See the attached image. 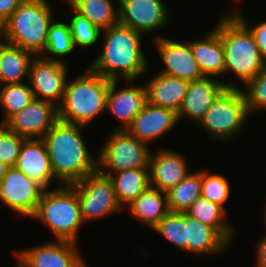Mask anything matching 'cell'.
Returning a JSON list of instances; mask_svg holds the SVG:
<instances>
[{
  "label": "cell",
  "instance_id": "38",
  "mask_svg": "<svg viewBox=\"0 0 266 267\" xmlns=\"http://www.w3.org/2000/svg\"><path fill=\"white\" fill-rule=\"evenodd\" d=\"M23 0H0V27L10 18Z\"/></svg>",
  "mask_w": 266,
  "mask_h": 267
},
{
  "label": "cell",
  "instance_id": "12",
  "mask_svg": "<svg viewBox=\"0 0 266 267\" xmlns=\"http://www.w3.org/2000/svg\"><path fill=\"white\" fill-rule=\"evenodd\" d=\"M66 63L35 56L30 65L28 82L36 99L59 107L63 101L68 77Z\"/></svg>",
  "mask_w": 266,
  "mask_h": 267
},
{
  "label": "cell",
  "instance_id": "23",
  "mask_svg": "<svg viewBox=\"0 0 266 267\" xmlns=\"http://www.w3.org/2000/svg\"><path fill=\"white\" fill-rule=\"evenodd\" d=\"M186 241L188 253L203 259L209 255H220L231 246L214 228L186 214Z\"/></svg>",
  "mask_w": 266,
  "mask_h": 267
},
{
  "label": "cell",
  "instance_id": "19",
  "mask_svg": "<svg viewBox=\"0 0 266 267\" xmlns=\"http://www.w3.org/2000/svg\"><path fill=\"white\" fill-rule=\"evenodd\" d=\"M14 167L36 181L44 189H50L54 183L56 187L62 185L55 178L48 151L42 139H25Z\"/></svg>",
  "mask_w": 266,
  "mask_h": 267
},
{
  "label": "cell",
  "instance_id": "13",
  "mask_svg": "<svg viewBox=\"0 0 266 267\" xmlns=\"http://www.w3.org/2000/svg\"><path fill=\"white\" fill-rule=\"evenodd\" d=\"M169 12L164 0H119V23L144 36L168 26Z\"/></svg>",
  "mask_w": 266,
  "mask_h": 267
},
{
  "label": "cell",
  "instance_id": "37",
  "mask_svg": "<svg viewBox=\"0 0 266 267\" xmlns=\"http://www.w3.org/2000/svg\"><path fill=\"white\" fill-rule=\"evenodd\" d=\"M234 12H232L252 33L255 42L258 46V49L264 59V61L266 62V20L263 22H259L258 24L256 23V25L254 24L249 25L247 19H245L244 15L237 10V12L235 10H233ZM252 26V27H251Z\"/></svg>",
  "mask_w": 266,
  "mask_h": 267
},
{
  "label": "cell",
  "instance_id": "35",
  "mask_svg": "<svg viewBox=\"0 0 266 267\" xmlns=\"http://www.w3.org/2000/svg\"><path fill=\"white\" fill-rule=\"evenodd\" d=\"M246 98L249 115L266 110V66L245 87L241 88Z\"/></svg>",
  "mask_w": 266,
  "mask_h": 267
},
{
  "label": "cell",
  "instance_id": "36",
  "mask_svg": "<svg viewBox=\"0 0 266 267\" xmlns=\"http://www.w3.org/2000/svg\"><path fill=\"white\" fill-rule=\"evenodd\" d=\"M25 138L0 125V161L14 167Z\"/></svg>",
  "mask_w": 266,
  "mask_h": 267
},
{
  "label": "cell",
  "instance_id": "14",
  "mask_svg": "<svg viewBox=\"0 0 266 267\" xmlns=\"http://www.w3.org/2000/svg\"><path fill=\"white\" fill-rule=\"evenodd\" d=\"M152 40L163 67L159 73L180 79L197 81L204 78L197 61L195 60L188 41L155 35Z\"/></svg>",
  "mask_w": 266,
  "mask_h": 267
},
{
  "label": "cell",
  "instance_id": "5",
  "mask_svg": "<svg viewBox=\"0 0 266 267\" xmlns=\"http://www.w3.org/2000/svg\"><path fill=\"white\" fill-rule=\"evenodd\" d=\"M52 10L48 0H23L0 27L3 41L41 56L49 27L56 18Z\"/></svg>",
  "mask_w": 266,
  "mask_h": 267
},
{
  "label": "cell",
  "instance_id": "40",
  "mask_svg": "<svg viewBox=\"0 0 266 267\" xmlns=\"http://www.w3.org/2000/svg\"><path fill=\"white\" fill-rule=\"evenodd\" d=\"M8 168L9 166H7L5 163L0 161V182L3 179V177L6 175Z\"/></svg>",
  "mask_w": 266,
  "mask_h": 267
},
{
  "label": "cell",
  "instance_id": "3",
  "mask_svg": "<svg viewBox=\"0 0 266 267\" xmlns=\"http://www.w3.org/2000/svg\"><path fill=\"white\" fill-rule=\"evenodd\" d=\"M229 12L223 13L225 15L220 16L214 27L220 33L224 47L226 75L233 73L236 76L234 81L223 80V83L227 87L243 88L264 69L266 62L250 30L232 11ZM241 82L242 86L236 84Z\"/></svg>",
  "mask_w": 266,
  "mask_h": 267
},
{
  "label": "cell",
  "instance_id": "18",
  "mask_svg": "<svg viewBox=\"0 0 266 267\" xmlns=\"http://www.w3.org/2000/svg\"><path fill=\"white\" fill-rule=\"evenodd\" d=\"M178 122L175 111L147 102L126 130L138 140L150 144L175 129Z\"/></svg>",
  "mask_w": 266,
  "mask_h": 267
},
{
  "label": "cell",
  "instance_id": "31",
  "mask_svg": "<svg viewBox=\"0 0 266 267\" xmlns=\"http://www.w3.org/2000/svg\"><path fill=\"white\" fill-rule=\"evenodd\" d=\"M34 99L29 82L0 86V105L4 112L0 125H4L14 114L24 109Z\"/></svg>",
  "mask_w": 266,
  "mask_h": 267
},
{
  "label": "cell",
  "instance_id": "43",
  "mask_svg": "<svg viewBox=\"0 0 266 267\" xmlns=\"http://www.w3.org/2000/svg\"><path fill=\"white\" fill-rule=\"evenodd\" d=\"M2 41H3L2 30H1V28H0V44H1Z\"/></svg>",
  "mask_w": 266,
  "mask_h": 267
},
{
  "label": "cell",
  "instance_id": "26",
  "mask_svg": "<svg viewBox=\"0 0 266 267\" xmlns=\"http://www.w3.org/2000/svg\"><path fill=\"white\" fill-rule=\"evenodd\" d=\"M185 213L214 228L230 245L235 239V227L226 218L228 212L217 203L200 196Z\"/></svg>",
  "mask_w": 266,
  "mask_h": 267
},
{
  "label": "cell",
  "instance_id": "15",
  "mask_svg": "<svg viewBox=\"0 0 266 267\" xmlns=\"http://www.w3.org/2000/svg\"><path fill=\"white\" fill-rule=\"evenodd\" d=\"M57 121L58 107L35 98L4 125L25 139H42Z\"/></svg>",
  "mask_w": 266,
  "mask_h": 267
},
{
  "label": "cell",
  "instance_id": "39",
  "mask_svg": "<svg viewBox=\"0 0 266 267\" xmlns=\"http://www.w3.org/2000/svg\"><path fill=\"white\" fill-rule=\"evenodd\" d=\"M255 244H256L255 257L257 258L255 259L256 263L254 264L256 267H266V233Z\"/></svg>",
  "mask_w": 266,
  "mask_h": 267
},
{
  "label": "cell",
  "instance_id": "25",
  "mask_svg": "<svg viewBox=\"0 0 266 267\" xmlns=\"http://www.w3.org/2000/svg\"><path fill=\"white\" fill-rule=\"evenodd\" d=\"M35 55L5 41L0 44V86L22 83L29 79ZM25 79V81H24Z\"/></svg>",
  "mask_w": 266,
  "mask_h": 267
},
{
  "label": "cell",
  "instance_id": "17",
  "mask_svg": "<svg viewBox=\"0 0 266 267\" xmlns=\"http://www.w3.org/2000/svg\"><path fill=\"white\" fill-rule=\"evenodd\" d=\"M151 152L149 160L150 186L167 193L190 172L185 154L168 148H157Z\"/></svg>",
  "mask_w": 266,
  "mask_h": 267
},
{
  "label": "cell",
  "instance_id": "44",
  "mask_svg": "<svg viewBox=\"0 0 266 267\" xmlns=\"http://www.w3.org/2000/svg\"><path fill=\"white\" fill-rule=\"evenodd\" d=\"M265 211H264V216H265V224H266V206H265V209H264ZM266 226V225H265ZM266 228V227H265Z\"/></svg>",
  "mask_w": 266,
  "mask_h": 267
},
{
  "label": "cell",
  "instance_id": "27",
  "mask_svg": "<svg viewBox=\"0 0 266 267\" xmlns=\"http://www.w3.org/2000/svg\"><path fill=\"white\" fill-rule=\"evenodd\" d=\"M69 6L101 31L119 23V0H74Z\"/></svg>",
  "mask_w": 266,
  "mask_h": 267
},
{
  "label": "cell",
  "instance_id": "10",
  "mask_svg": "<svg viewBox=\"0 0 266 267\" xmlns=\"http://www.w3.org/2000/svg\"><path fill=\"white\" fill-rule=\"evenodd\" d=\"M45 189L25 173L9 167L0 182V201L10 211L32 218Z\"/></svg>",
  "mask_w": 266,
  "mask_h": 267
},
{
  "label": "cell",
  "instance_id": "4",
  "mask_svg": "<svg viewBox=\"0 0 266 267\" xmlns=\"http://www.w3.org/2000/svg\"><path fill=\"white\" fill-rule=\"evenodd\" d=\"M110 82L89 66L70 82L67 79L63 101L58 107V120L88 128L106 112Z\"/></svg>",
  "mask_w": 266,
  "mask_h": 267
},
{
  "label": "cell",
  "instance_id": "6",
  "mask_svg": "<svg viewBox=\"0 0 266 267\" xmlns=\"http://www.w3.org/2000/svg\"><path fill=\"white\" fill-rule=\"evenodd\" d=\"M48 227L55 240L77 243L78 234L85 224L76 190L71 185L45 189L42 193L37 211L32 217Z\"/></svg>",
  "mask_w": 266,
  "mask_h": 267
},
{
  "label": "cell",
  "instance_id": "28",
  "mask_svg": "<svg viewBox=\"0 0 266 267\" xmlns=\"http://www.w3.org/2000/svg\"><path fill=\"white\" fill-rule=\"evenodd\" d=\"M109 177L123 209L150 186L149 169H128L112 173Z\"/></svg>",
  "mask_w": 266,
  "mask_h": 267
},
{
  "label": "cell",
  "instance_id": "41",
  "mask_svg": "<svg viewBox=\"0 0 266 267\" xmlns=\"http://www.w3.org/2000/svg\"><path fill=\"white\" fill-rule=\"evenodd\" d=\"M15 263L16 264H14L15 265V267H26L23 263H21L17 258H16V260H15Z\"/></svg>",
  "mask_w": 266,
  "mask_h": 267
},
{
  "label": "cell",
  "instance_id": "34",
  "mask_svg": "<svg viewBox=\"0 0 266 267\" xmlns=\"http://www.w3.org/2000/svg\"><path fill=\"white\" fill-rule=\"evenodd\" d=\"M72 17L68 20L75 48H89L99 42L102 31L87 18L76 13L71 7Z\"/></svg>",
  "mask_w": 266,
  "mask_h": 267
},
{
  "label": "cell",
  "instance_id": "11",
  "mask_svg": "<svg viewBox=\"0 0 266 267\" xmlns=\"http://www.w3.org/2000/svg\"><path fill=\"white\" fill-rule=\"evenodd\" d=\"M77 245L54 239L23 250L16 249L13 254L26 267H88Z\"/></svg>",
  "mask_w": 266,
  "mask_h": 267
},
{
  "label": "cell",
  "instance_id": "8",
  "mask_svg": "<svg viewBox=\"0 0 266 267\" xmlns=\"http://www.w3.org/2000/svg\"><path fill=\"white\" fill-rule=\"evenodd\" d=\"M103 141L98 154V170L109 176L128 169H149L152 150L127 130H113Z\"/></svg>",
  "mask_w": 266,
  "mask_h": 267
},
{
  "label": "cell",
  "instance_id": "22",
  "mask_svg": "<svg viewBox=\"0 0 266 267\" xmlns=\"http://www.w3.org/2000/svg\"><path fill=\"white\" fill-rule=\"evenodd\" d=\"M152 76L149 82H145L148 102L178 113L187 94L189 81L159 72Z\"/></svg>",
  "mask_w": 266,
  "mask_h": 267
},
{
  "label": "cell",
  "instance_id": "20",
  "mask_svg": "<svg viewBox=\"0 0 266 267\" xmlns=\"http://www.w3.org/2000/svg\"><path fill=\"white\" fill-rule=\"evenodd\" d=\"M225 87L221 79L213 77L189 82L187 94L177 113L179 122L185 117L198 125L210 109L212 101Z\"/></svg>",
  "mask_w": 266,
  "mask_h": 267
},
{
  "label": "cell",
  "instance_id": "7",
  "mask_svg": "<svg viewBox=\"0 0 266 267\" xmlns=\"http://www.w3.org/2000/svg\"><path fill=\"white\" fill-rule=\"evenodd\" d=\"M249 117L243 90L226 86L212 101L197 126L202 127L211 140L226 142L241 133Z\"/></svg>",
  "mask_w": 266,
  "mask_h": 267
},
{
  "label": "cell",
  "instance_id": "9",
  "mask_svg": "<svg viewBox=\"0 0 266 267\" xmlns=\"http://www.w3.org/2000/svg\"><path fill=\"white\" fill-rule=\"evenodd\" d=\"M70 185L77 192L85 224L124 211L111 178L99 170Z\"/></svg>",
  "mask_w": 266,
  "mask_h": 267
},
{
  "label": "cell",
  "instance_id": "42",
  "mask_svg": "<svg viewBox=\"0 0 266 267\" xmlns=\"http://www.w3.org/2000/svg\"><path fill=\"white\" fill-rule=\"evenodd\" d=\"M60 1H66L68 5H70L74 0H60Z\"/></svg>",
  "mask_w": 266,
  "mask_h": 267
},
{
  "label": "cell",
  "instance_id": "16",
  "mask_svg": "<svg viewBox=\"0 0 266 267\" xmlns=\"http://www.w3.org/2000/svg\"><path fill=\"white\" fill-rule=\"evenodd\" d=\"M120 80H111L106 97V111L110 112L118 121L116 130H126L135 116L148 102L146 86H135V80H125L127 86L118 89ZM130 83V84H129Z\"/></svg>",
  "mask_w": 266,
  "mask_h": 267
},
{
  "label": "cell",
  "instance_id": "1",
  "mask_svg": "<svg viewBox=\"0 0 266 267\" xmlns=\"http://www.w3.org/2000/svg\"><path fill=\"white\" fill-rule=\"evenodd\" d=\"M101 36L102 51L88 65L94 72L109 80L138 81L151 71L142 49V33L118 23L103 30Z\"/></svg>",
  "mask_w": 266,
  "mask_h": 267
},
{
  "label": "cell",
  "instance_id": "30",
  "mask_svg": "<svg viewBox=\"0 0 266 267\" xmlns=\"http://www.w3.org/2000/svg\"><path fill=\"white\" fill-rule=\"evenodd\" d=\"M201 196V169L191 171L181 182L167 192L170 212H185Z\"/></svg>",
  "mask_w": 266,
  "mask_h": 267
},
{
  "label": "cell",
  "instance_id": "33",
  "mask_svg": "<svg viewBox=\"0 0 266 267\" xmlns=\"http://www.w3.org/2000/svg\"><path fill=\"white\" fill-rule=\"evenodd\" d=\"M230 183L224 175L201 169V196L222 206L226 211V202L231 195Z\"/></svg>",
  "mask_w": 266,
  "mask_h": 267
},
{
  "label": "cell",
  "instance_id": "2",
  "mask_svg": "<svg viewBox=\"0 0 266 267\" xmlns=\"http://www.w3.org/2000/svg\"><path fill=\"white\" fill-rule=\"evenodd\" d=\"M85 128L58 120L42 138L61 184H73L98 170V157L90 153L84 140Z\"/></svg>",
  "mask_w": 266,
  "mask_h": 267
},
{
  "label": "cell",
  "instance_id": "32",
  "mask_svg": "<svg viewBox=\"0 0 266 267\" xmlns=\"http://www.w3.org/2000/svg\"><path fill=\"white\" fill-rule=\"evenodd\" d=\"M168 242L173 244L180 252L188 253V241H186V213L169 212L152 229Z\"/></svg>",
  "mask_w": 266,
  "mask_h": 267
},
{
  "label": "cell",
  "instance_id": "21",
  "mask_svg": "<svg viewBox=\"0 0 266 267\" xmlns=\"http://www.w3.org/2000/svg\"><path fill=\"white\" fill-rule=\"evenodd\" d=\"M188 42L204 77L218 79L226 75L224 47L220 33L214 26L202 38Z\"/></svg>",
  "mask_w": 266,
  "mask_h": 267
},
{
  "label": "cell",
  "instance_id": "24",
  "mask_svg": "<svg viewBox=\"0 0 266 267\" xmlns=\"http://www.w3.org/2000/svg\"><path fill=\"white\" fill-rule=\"evenodd\" d=\"M125 210L131 218L143 223L151 229L170 211L168 208L167 193L149 186Z\"/></svg>",
  "mask_w": 266,
  "mask_h": 267
},
{
  "label": "cell",
  "instance_id": "29",
  "mask_svg": "<svg viewBox=\"0 0 266 267\" xmlns=\"http://www.w3.org/2000/svg\"><path fill=\"white\" fill-rule=\"evenodd\" d=\"M74 50L69 23L54 19L49 27L46 47L41 57L66 63L64 56L67 57Z\"/></svg>",
  "mask_w": 266,
  "mask_h": 267
}]
</instances>
